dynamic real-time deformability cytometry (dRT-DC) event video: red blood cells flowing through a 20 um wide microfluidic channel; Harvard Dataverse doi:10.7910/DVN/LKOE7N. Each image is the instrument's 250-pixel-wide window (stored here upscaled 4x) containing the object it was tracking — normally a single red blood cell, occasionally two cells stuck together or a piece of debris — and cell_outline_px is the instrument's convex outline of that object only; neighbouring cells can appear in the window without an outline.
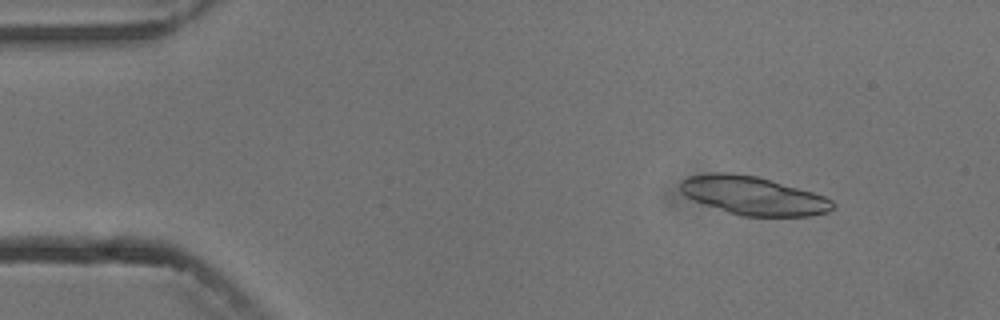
{"species": "common noctule bat (a hibernating species)", "species_latin": "Nyctalus noctula", "temperature_condition": "cold", "stored_images_in_passage": 4, "camera_frame_rate_fps": 3000, "um_per_image_px": 0.085, "animal": {"sex": "male", "body_mass_g": 13.3}, "frame": {"image": 1, "passage_image": 2, "time_ms": 1.333, "image_size_px": [1000, 320], "cell_outline_px": [[836, 204], [828, 212], [808, 216], [740, 216], [692, 200], [680, 192], [680, 180], [688, 176], [712, 172], [732, 172], [756, 176], [772, 180], [812, 192], [824, 196], [832, 200]], "centroid_in_image_um": [63.99, 16.62], "position_along_channel_um": 21.0, "area_um2": 34.28}}